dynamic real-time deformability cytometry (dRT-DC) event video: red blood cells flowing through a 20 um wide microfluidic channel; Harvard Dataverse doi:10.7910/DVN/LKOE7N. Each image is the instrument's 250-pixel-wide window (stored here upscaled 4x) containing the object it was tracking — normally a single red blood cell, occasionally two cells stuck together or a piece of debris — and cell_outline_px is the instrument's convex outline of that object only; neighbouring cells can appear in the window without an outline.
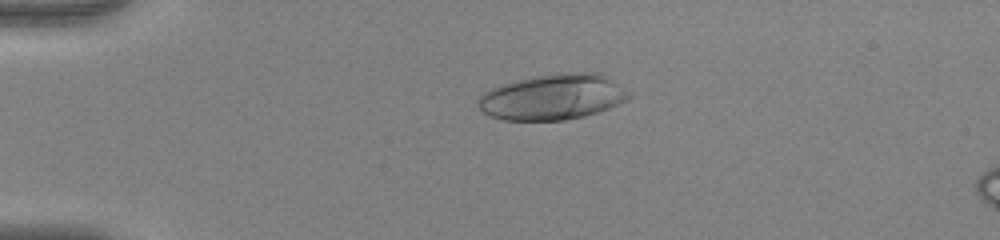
{"species": "human", "species_latin": "Homo sapiens", "temperature_condition": "warm", "stored_images_in_passage": 53, "camera_frame_rate_fps": 3000, "um_per_image_px": 0.085, "donor": {"sex": "female"}, "frame": {"image": 1, "passage_image": 13, "time_ms": 4.0, "image_size_px": [1000, 240], "cell_outline_px": [[632, 96], [628, 100], [608, 108], [584, 116], [564, 120], [504, 120], [492, 116], [484, 112], [476, 104], [476, 100], [484, 92], [492, 88], [512, 80], [532, 76], [564, 72], [600, 72], [632, 92]], "centroid_in_image_um": [47.01, 8.22], "position_along_channel_um": 38.0, "area_um2": 40.46}}
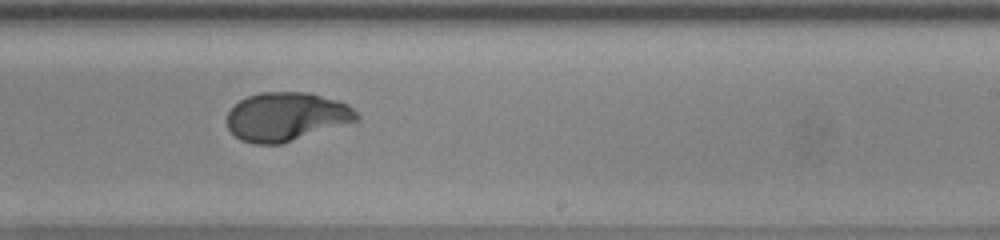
{"frame": {"image": 2, "passage_image": 34, "time_ms": 11.0, "image_size_px": [1000, 240], "cell_outline_px": [[360, 120], [280, 144], [256, 144], [240, 140], [228, 128], [228, 112], [240, 100], [248, 96], [260, 92], [308, 92], [336, 100], [348, 104], [360, 116]], "centroid_in_image_um": [24.36, 9.91], "position_along_channel_um": 264.6, "area_um2": 36.59}}
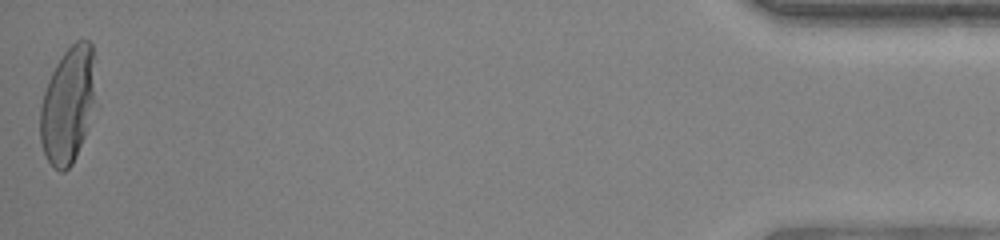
{"frame": {"image": 3, "passage_image": 53, "time_ms": 17.333, "image_size_px": [1000, 240], "cell_outline_px": [[92, 100], [84, 136], [76, 156], [72, 164], [64, 172], [60, 172], [48, 160], [44, 152], [40, 140], [40, 104], [48, 80], [56, 64], [64, 52], [76, 40], [88, 40], [92, 44]], "centroid_in_image_um": [5.7, 8.95], "position_along_channel_um": 429.5, "area_um2": 36.18}, "authors_computed_cell_mechanics": {"area_um2": 37.3966, "velocity_mm_per_s": 3.9381, "shape_relaxation_time_tau1_ms": 4.4314, "shape_relaxation_time_tau2_ms": null, "deformation_change_tau1": 0.2513, "deformation_change_tau2": null}}